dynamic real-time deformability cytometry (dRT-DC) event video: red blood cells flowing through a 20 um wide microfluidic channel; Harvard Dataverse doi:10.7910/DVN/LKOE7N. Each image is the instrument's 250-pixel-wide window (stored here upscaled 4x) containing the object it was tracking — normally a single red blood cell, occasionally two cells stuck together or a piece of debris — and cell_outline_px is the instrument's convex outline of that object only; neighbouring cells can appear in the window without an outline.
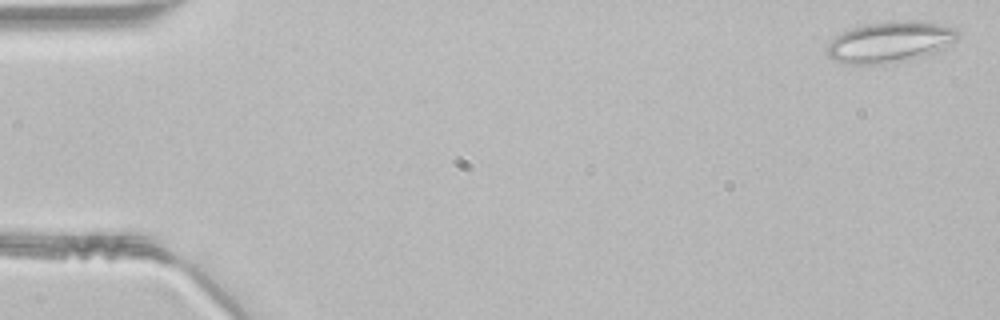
{"species": "common noctule bat (a hibernating species)", "species_latin": "Nyctalus noctula", "temperature_condition": "room temperature", "stored_images_in_passage": 15, "camera_frame_rate_fps": 3000, "um_per_image_px": 0.085, "animal": {"sex": "male", "body_mass_g": 21.5, "forearm_length_mm": 52.0}, "frame": {"image": 1, "passage_image": 1, "time_ms": 0.0, "image_size_px": [1000, 320], "cell_outline_px": [[960, 36], [948, 48], [924, 56], [908, 60], [880, 64], [852, 64], [836, 60], [828, 56], [828, 44], [836, 36], [852, 28], [868, 24], [904, 20], [928, 20], [956, 28], [960, 32]], "centroid_in_image_um": [75.78, 3.55], "position_along_channel_um": 9.2, "area_um2": 31.44}}